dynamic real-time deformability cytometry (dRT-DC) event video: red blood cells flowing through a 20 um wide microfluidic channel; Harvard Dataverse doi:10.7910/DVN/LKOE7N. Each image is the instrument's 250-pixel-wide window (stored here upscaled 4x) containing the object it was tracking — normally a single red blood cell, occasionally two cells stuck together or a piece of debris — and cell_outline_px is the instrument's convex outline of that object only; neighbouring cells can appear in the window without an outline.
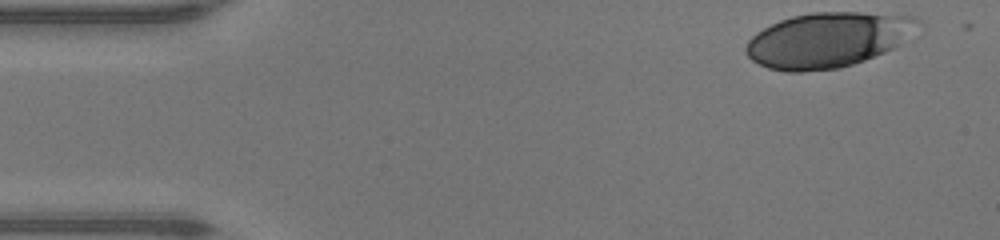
{"species": "human", "species_latin": "Homo sapiens", "temperature_condition": "warm", "stored_images_in_passage": 44, "camera_frame_rate_fps": 3000, "um_per_image_px": 0.085, "donor": {"sex": "male"}, "frame": {"image": 1, "passage_image": 1, "time_ms": 0.0, "image_size_px": [1000, 240], "cell_outline_px": [[920, 20], [900, 44], [884, 52], [864, 60], [840, 68], [804, 72], [784, 72], [768, 68], [752, 60], [744, 52], [744, 48], [748, 40], [756, 32], [780, 20], [792, 16], [812, 12], [860, 12], [916, 16]], "centroid_in_image_um": [70.29, 3.4], "position_along_channel_um": 14.7, "area_um2": 54.91}}